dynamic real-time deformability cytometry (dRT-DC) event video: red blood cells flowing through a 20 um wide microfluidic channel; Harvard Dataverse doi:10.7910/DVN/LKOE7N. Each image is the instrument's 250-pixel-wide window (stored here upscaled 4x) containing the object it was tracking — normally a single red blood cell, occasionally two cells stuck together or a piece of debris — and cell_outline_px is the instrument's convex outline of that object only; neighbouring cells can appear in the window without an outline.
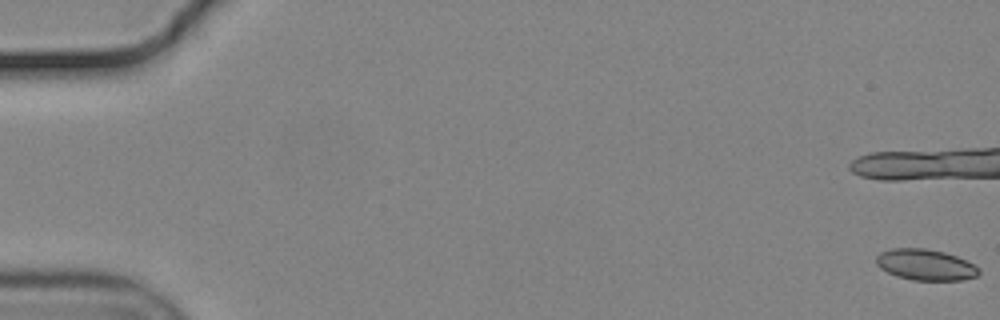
{"species": "common noctule bat (a hibernating species)", "species_latin": "Nyctalus noctula", "temperature_condition": "cold", "stored_images_in_passage": 58, "camera_frame_rate_fps": 3000, "um_per_image_px": 0.085, "animal": {"sex": "male", "body_mass_g": 19.2, "forearm_length_mm": 51.8}, "frame": {"image": 1, "passage_image": 1, "time_ms": 0.0, "image_size_px": [1000, 320], "cell_outline_px": [[980, 272], [976, 276], [964, 280], [912, 280], [896, 276], [880, 268], [876, 264], [876, 256], [880, 252], [892, 248], [924, 248], [944, 252], [956, 256], [980, 268]], "centroid_in_image_um": [78.65, 22.5], "position_along_channel_um": 6.4, "area_um2": 18.55}, "authors_computed_cell_mechanics": {"area_um2": 18.7272, "velocity_mm_per_s": 3.6876, "shape_relaxation_time_tau1_ms": 10.5644, "shape_relaxation_time_tau2_ms": 1.3297, "deformation_change_tau1": 0.1266, "deformation_change_tau2": 0.0402}}